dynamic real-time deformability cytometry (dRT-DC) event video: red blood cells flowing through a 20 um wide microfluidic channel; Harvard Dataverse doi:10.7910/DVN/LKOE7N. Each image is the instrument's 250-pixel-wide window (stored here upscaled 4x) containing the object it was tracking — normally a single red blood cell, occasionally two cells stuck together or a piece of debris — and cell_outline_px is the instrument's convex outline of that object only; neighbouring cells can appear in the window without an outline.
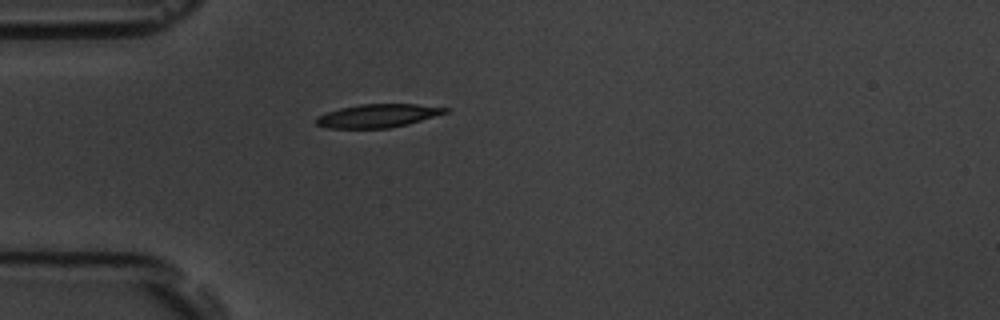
{"species": "common noctule bat (a hibernating species)", "species_latin": "Nyctalus noctula", "temperature_condition": "room temperature", "stored_images_in_passage": 3, "camera_frame_rate_fps": 3000, "um_per_image_px": 0.085, "animal": {"sex": "male", "body_mass_g": 19.5, "forearm_length_mm": 54.6}, "frame": {"image": 1, "passage_image": 3, "time_ms": 0.667, "image_size_px": [1000, 320], "cell_outline_px": [[448, 112], [408, 124], [388, 128], [328, 128], [316, 124], [316, 120], [320, 116], [328, 112], [340, 108], [360, 104], [416, 104], [448, 108]], "centroid_in_image_um": [32.13, 9.84], "position_along_channel_um": 52.9, "area_um2": 17.28}}